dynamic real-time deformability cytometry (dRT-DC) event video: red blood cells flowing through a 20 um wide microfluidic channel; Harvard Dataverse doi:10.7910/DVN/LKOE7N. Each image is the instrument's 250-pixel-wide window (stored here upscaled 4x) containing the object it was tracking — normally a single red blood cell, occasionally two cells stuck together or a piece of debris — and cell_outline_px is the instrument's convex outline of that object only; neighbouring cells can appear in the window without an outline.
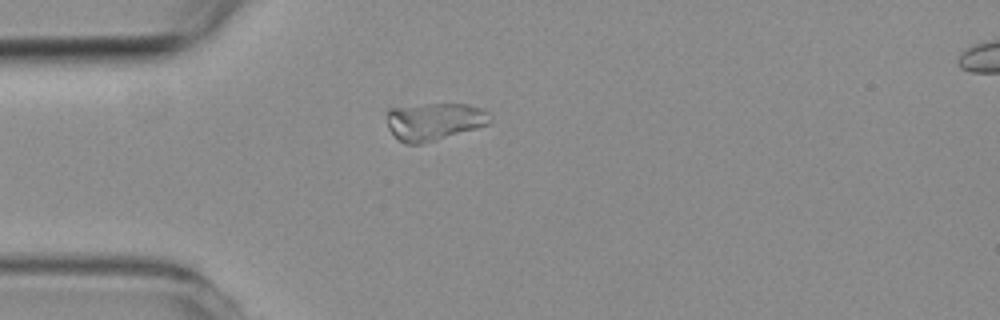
{"species": "common noctule bat (a hibernating species)", "species_latin": "Nyctalus noctula", "temperature_condition": "room temperature", "stored_images_in_passage": 5, "segment_of_instrument_passage": [2, 2], "camera_frame_rate_fps": 3000, "um_per_image_px": 0.085, "animal": {"sex": "female", "body_mass_g": 19.3, "forearm_length_mm": 54.1}, "frame": {"image": 1, "passage_image": 4, "time_ms": 5.0, "image_size_px": [1000, 320], "cell_outline_px": [[492, 120], [488, 124], [476, 128], [436, 140], [420, 144], [404, 144], [388, 128], [388, 108], [428, 104], [468, 104], [484, 108], [492, 116]], "centroid_in_image_um": [36.95, 10.31], "position_along_channel_um": 48.0, "area_um2": 22.54}}